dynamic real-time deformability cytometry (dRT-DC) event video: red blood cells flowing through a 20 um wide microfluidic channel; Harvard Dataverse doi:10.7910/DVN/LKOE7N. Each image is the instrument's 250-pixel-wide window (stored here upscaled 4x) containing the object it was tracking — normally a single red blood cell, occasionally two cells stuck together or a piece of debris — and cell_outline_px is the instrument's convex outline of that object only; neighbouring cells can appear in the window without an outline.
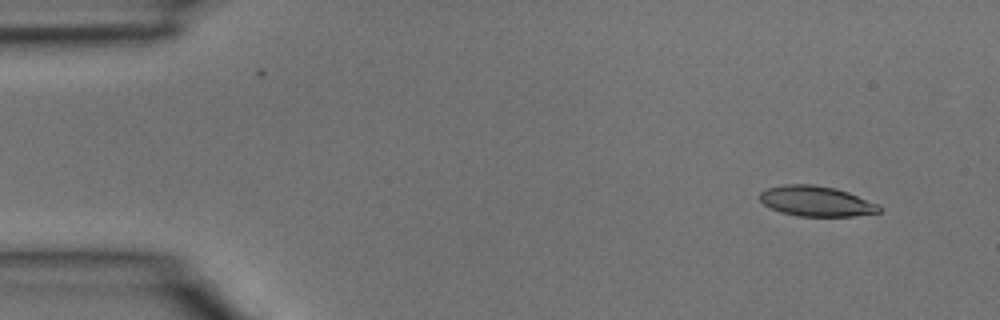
{"species": "common noctule bat (a hibernating species)", "species_latin": "Nyctalus noctula", "temperature_condition": "room temperature", "stored_images_in_passage": 3, "camera_frame_rate_fps": 3000, "um_per_image_px": 0.085, "animal": {"sex": "male", "body_mass_g": 15.6}, "frame": {"image": 1, "passage_image": 1, "time_ms": 0.0, "image_size_px": [1000, 320], "cell_outline_px": [[880, 212], [852, 216], [796, 216], [780, 212], [764, 204], [760, 200], [760, 192], [768, 188], [780, 184], [812, 184], [836, 188], [848, 192], [880, 204]], "centroid_in_image_um": [69.38, 17.09], "position_along_channel_um": 15.6, "area_um2": 21.15}}
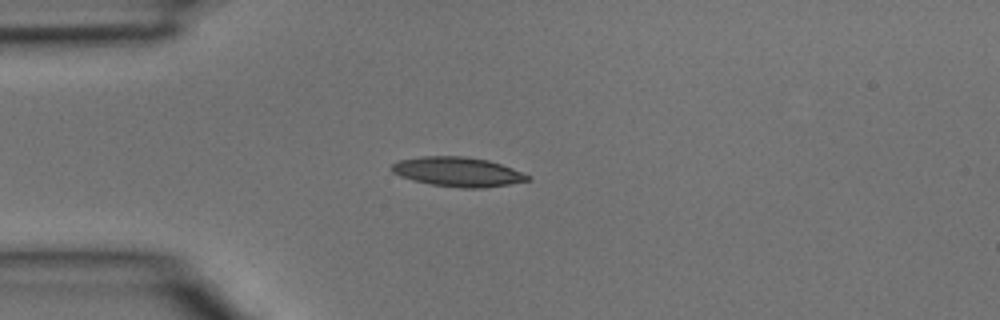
{"frame": {"image": 2, "passage_image": 3, "time_ms": 0.667, "image_size_px": [1000, 320], "cell_outline_px": [[532, 180], [484, 188], [460, 188], [432, 184], [412, 180], [400, 176], [392, 172], [392, 164], [400, 160], [424, 156], [460, 156], [488, 160], [512, 168], [532, 176]], "centroid_in_image_um": [38.94, 14.61], "position_along_channel_um": 46.1, "area_um2": 23.24}}